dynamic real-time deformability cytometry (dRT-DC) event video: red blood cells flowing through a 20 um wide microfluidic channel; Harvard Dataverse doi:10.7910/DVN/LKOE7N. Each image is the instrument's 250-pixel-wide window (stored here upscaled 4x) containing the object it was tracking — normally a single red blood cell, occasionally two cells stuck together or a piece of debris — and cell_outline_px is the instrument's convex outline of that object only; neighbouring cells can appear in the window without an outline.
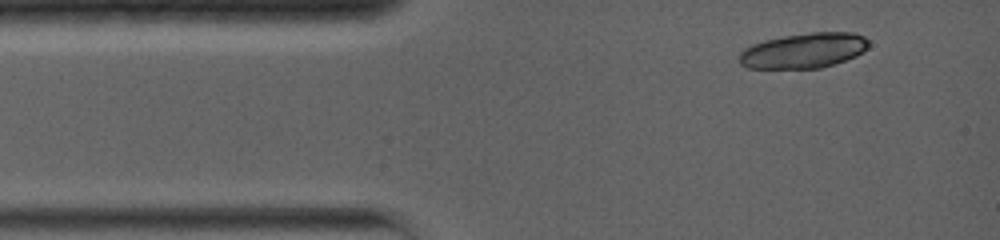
{"species": "common noctule bat (a hibernating species)", "species_latin": "Nyctalus noctula", "temperature_condition": "warm", "stored_images_in_passage": 2, "camera_frame_rate_fps": 5000, "um_per_image_px": 0.085, "animal": {"sex": "female", "body_mass_g": 19.0, "forearm_length_mm": 56.7}, "frame": {"image": 1, "passage_image": 1, "time_ms": 0.0, "image_size_px": [1000, 240], "cell_outline_px": [[868, 48], [864, 52], [856, 56], [820, 68], [748, 68], [740, 64], [740, 52], [744, 48], [752, 44], [764, 40], [784, 36], [812, 32], [852, 32], [864, 36], [868, 40]], "centroid_in_image_um": [68.33, 4.29], "position_along_channel_um": 16.7, "area_um2": 26.47}}